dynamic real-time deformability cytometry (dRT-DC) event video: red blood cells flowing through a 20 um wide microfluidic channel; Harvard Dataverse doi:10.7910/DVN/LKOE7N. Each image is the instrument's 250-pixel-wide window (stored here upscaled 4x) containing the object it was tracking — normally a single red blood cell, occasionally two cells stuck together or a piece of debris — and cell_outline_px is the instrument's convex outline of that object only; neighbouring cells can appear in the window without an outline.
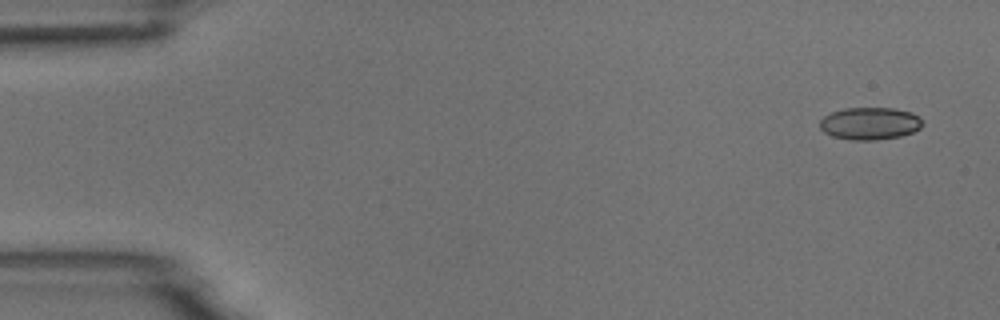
{"species": "common noctule bat (a hibernating species)", "species_latin": "Nyctalus noctula", "temperature_condition": "room temperature", "stored_images_in_passage": 10, "camera_frame_rate_fps": 3000, "um_per_image_px": 0.085, "animal": {"sex": "male", "body_mass_g": 18.8}, "frame": {"image": 1, "passage_image": 1, "time_ms": 0.0, "image_size_px": [1000, 320], "cell_outline_px": [[924, 124], [920, 128], [912, 132], [900, 136], [876, 140], [852, 140], [832, 136], [824, 132], [820, 128], [820, 120], [824, 116], [832, 112], [844, 108], [892, 108], [912, 112], [920, 116], [924, 120]], "centroid_in_image_um": [73.97, 10.49], "position_along_channel_um": 11.0, "area_um2": 19.54}}
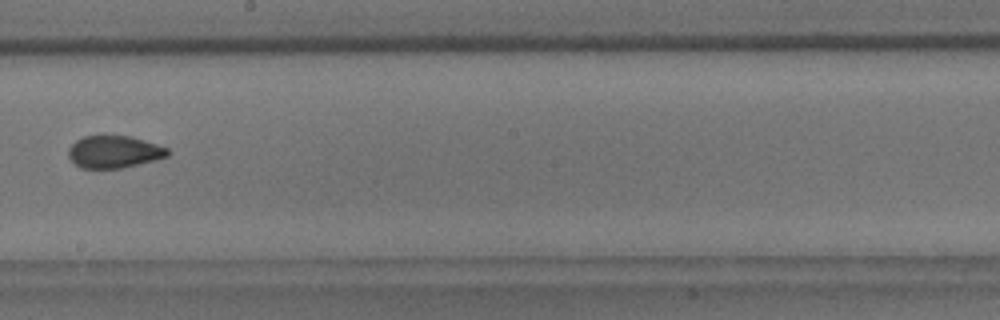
{"frame": {"image": 2, "passage_image": 9, "time_ms": 9.333, "image_size_px": [1000, 320], "cell_outline_px": [[168, 156], [156, 160], [124, 168], [80, 168], [68, 156], [68, 148], [76, 140], [84, 136], [128, 136], [156, 144], [168, 148]], "centroid_in_image_um": [9.68, 12.92], "position_along_channel_um": 238.5, "area_um2": 18.55}}
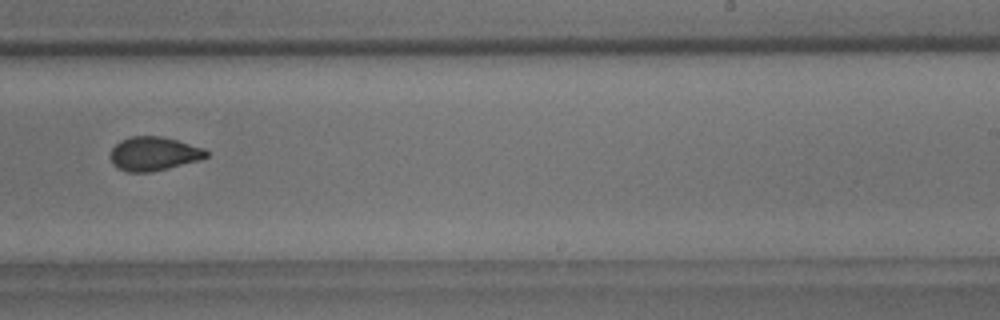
{"frame": {"image": 3, "passage_image": 10, "time_ms": 10.333, "image_size_px": [1000, 320], "cell_outline_px": [[208, 156], [200, 160], [152, 172], [128, 172], [116, 168], [112, 164], [112, 148], [120, 140], [132, 136], [160, 136], [176, 140], [204, 148], [208, 152]], "centroid_in_image_um": [13.07, 13.07], "position_along_channel_um": 275.9, "area_um2": 18.84}}